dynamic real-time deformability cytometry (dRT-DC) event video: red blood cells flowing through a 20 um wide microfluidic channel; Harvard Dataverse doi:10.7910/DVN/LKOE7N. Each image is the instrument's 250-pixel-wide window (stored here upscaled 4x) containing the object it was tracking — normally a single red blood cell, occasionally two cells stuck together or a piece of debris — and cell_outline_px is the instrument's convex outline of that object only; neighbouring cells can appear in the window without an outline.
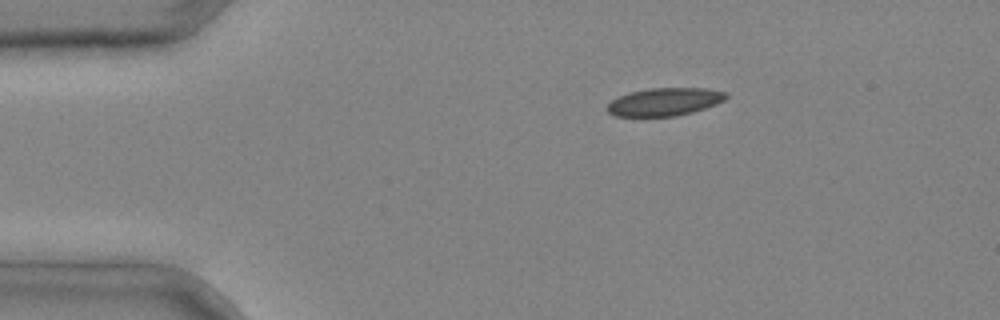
{"species": "common noctule bat (a hibernating species)", "species_latin": "Nyctalus noctula", "temperature_condition": "cold", "stored_images_in_passage": 4, "segment_of_instrument_passage": [1, 2], "camera_frame_rate_fps": 3000, "um_per_image_px": 0.085, "animal": {"sex": "male", "body_mass_g": 20.4}, "frame": {"image": 1, "passage_image": 2, "time_ms": 0.333, "image_size_px": [1000, 320], "cell_outline_px": [[728, 96], [724, 100], [716, 104], [692, 112], [676, 116], [616, 116], [608, 112], [604, 108], [612, 100], [628, 92], [648, 88], [708, 88], [728, 92]], "centroid_in_image_um": [56.49, 8.64], "position_along_channel_um": 28.5, "area_um2": 19.42}}